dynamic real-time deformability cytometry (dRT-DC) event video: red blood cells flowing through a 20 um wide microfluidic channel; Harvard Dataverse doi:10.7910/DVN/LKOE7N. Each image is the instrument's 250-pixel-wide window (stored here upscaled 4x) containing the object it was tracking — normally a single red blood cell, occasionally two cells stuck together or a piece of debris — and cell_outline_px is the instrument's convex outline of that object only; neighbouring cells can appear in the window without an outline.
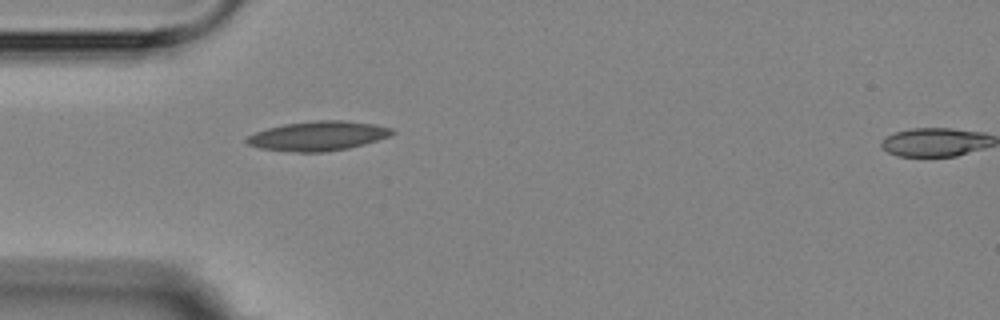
{"species": "Egyptian fruit bat (a non-hibernating species)", "species_latin": "Rousettus aegyptiacus", "temperature_condition": "room temperature", "stored_images_in_passage": 2, "segment_of_instrument_passage": [1, 2], "camera_frame_rate_fps": 3000, "um_per_image_px": 0.085, "animal": {"sex": "female"}, "frame": {"image": 1, "passage_image": 1, "time_ms": 0.0, "image_size_px": [1000, 320], "cell_outline_px": [[396, 132], [388, 136], [364, 144], [348, 148], [324, 152], [296, 152], [260, 148], [248, 144], [244, 140], [248, 136], [256, 132], [268, 128], [284, 124], [312, 120], [344, 120], [372, 124], [392, 128]], "centroid_in_image_um": [27.02, 11.55], "position_along_channel_um": 58.0, "area_um2": 24.8}}